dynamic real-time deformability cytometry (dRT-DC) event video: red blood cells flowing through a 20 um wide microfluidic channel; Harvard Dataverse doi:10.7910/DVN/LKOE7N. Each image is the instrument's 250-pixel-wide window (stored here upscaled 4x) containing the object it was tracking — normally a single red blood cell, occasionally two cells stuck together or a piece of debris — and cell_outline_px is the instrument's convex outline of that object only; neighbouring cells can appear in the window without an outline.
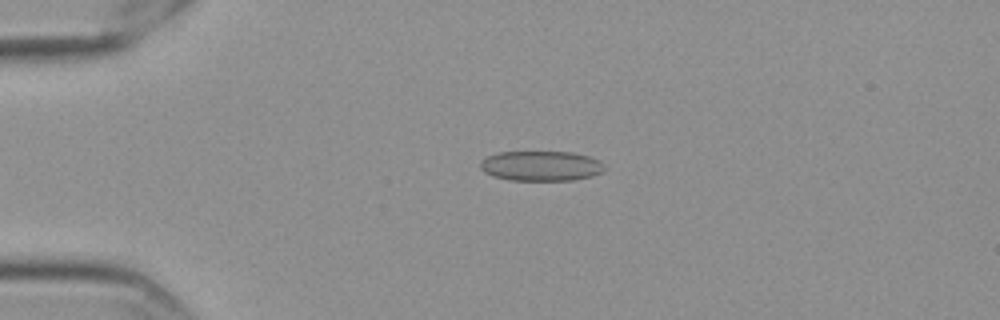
{"species": "Egyptian fruit bat (a non-hibernating species)", "species_latin": "Rousettus aegyptiacus", "temperature_condition": "cold", "stored_images_in_passage": 44, "camera_frame_rate_fps": 3000, "um_per_image_px": 0.085, "frame": {"image": 1, "passage_image": 1, "time_ms": 0.0, "image_size_px": [1000, 320], "cell_outline_px": [[608, 168], [604, 172], [592, 176], [572, 180], [508, 180], [492, 176], [484, 172], [480, 168], [480, 160], [488, 156], [500, 152], [572, 152], [588, 156], [600, 160]], "centroid_in_image_um": [46.02, 14.11], "position_along_channel_um": 39.0, "area_um2": 21.96}}
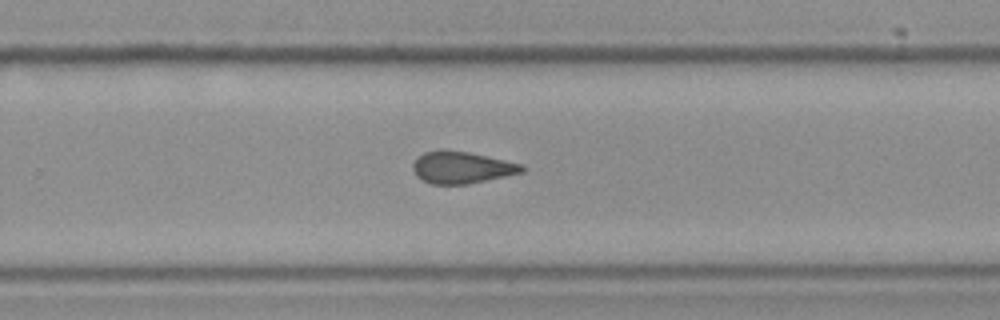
{"frame": {"image": 2, "passage_image": 25, "time_ms": 8.0, "image_size_px": [1000, 320], "cell_outline_px": [[528, 168], [524, 172], [468, 184], [432, 184], [420, 180], [416, 176], [412, 168], [412, 164], [424, 152], [468, 152], [524, 164]], "centroid_in_image_um": [39.3, 14.27], "position_along_channel_um": 290.5, "area_um2": 19.94}}
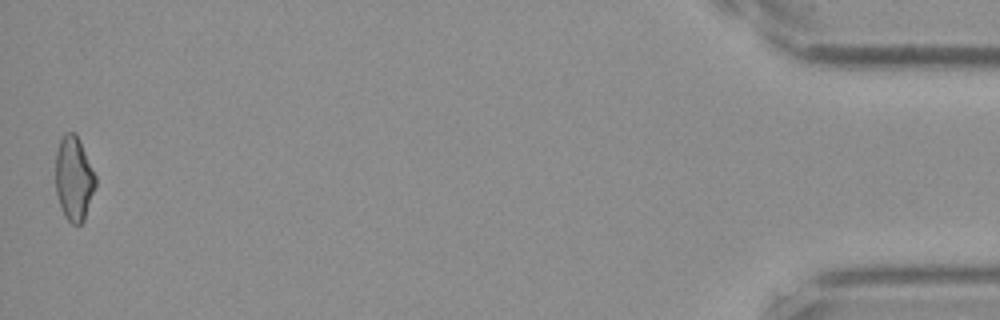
{"frame": {"image": 3, "passage_image": 44, "time_ms": 14.333, "image_size_px": [1000, 320], "cell_outline_px": [[96, 184], [84, 220], [80, 224], [72, 224], [64, 216], [56, 192], [56, 152], [60, 140], [64, 132], [76, 132], [96, 176]], "centroid_in_image_um": [6.28, 15.15], "position_along_channel_um": 428.9, "area_um2": 19.54}, "authors_computed_cell_mechanics": {"area_um2": 20.5768, "velocity_mm_per_s": 3.5789, "shape_relaxation_time_tau1_ms": null, "shape_relaxation_time_tau2_ms": 3.2314, "deformation_change_tau1": null, "deformation_change_tau2": 0.0912}}